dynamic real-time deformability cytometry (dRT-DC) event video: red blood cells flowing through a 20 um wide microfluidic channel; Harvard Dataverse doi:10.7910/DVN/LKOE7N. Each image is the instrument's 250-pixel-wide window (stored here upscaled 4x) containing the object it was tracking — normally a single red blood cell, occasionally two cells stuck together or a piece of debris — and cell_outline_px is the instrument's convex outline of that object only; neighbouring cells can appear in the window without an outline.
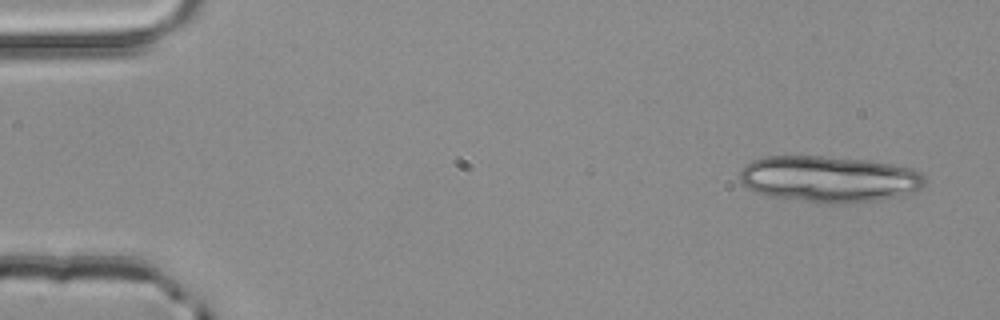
{"species": "common noctule bat (a hibernating species)", "species_latin": "Nyctalus noctula", "temperature_condition": "room temperature", "stored_images_in_passage": 4, "camera_frame_rate_fps": 3000, "um_per_image_px": 0.085, "animal": {"sex": "male", "body_mass_g": 20.4}, "frame": {"image": 1, "passage_image": 1, "time_ms": 0.0, "image_size_px": [1000, 320], "cell_outline_px": [[928, 180], [916, 192], [880, 200], [832, 204], [828, 204], [768, 196], [756, 192], [748, 188], [740, 180], [740, 172], [744, 164], [752, 160], [768, 156], [824, 156], [872, 160], [912, 168], [920, 172]], "centroid_in_image_um": [70.5, 15.21], "position_along_channel_um": 14.5, "area_um2": 50.4}}